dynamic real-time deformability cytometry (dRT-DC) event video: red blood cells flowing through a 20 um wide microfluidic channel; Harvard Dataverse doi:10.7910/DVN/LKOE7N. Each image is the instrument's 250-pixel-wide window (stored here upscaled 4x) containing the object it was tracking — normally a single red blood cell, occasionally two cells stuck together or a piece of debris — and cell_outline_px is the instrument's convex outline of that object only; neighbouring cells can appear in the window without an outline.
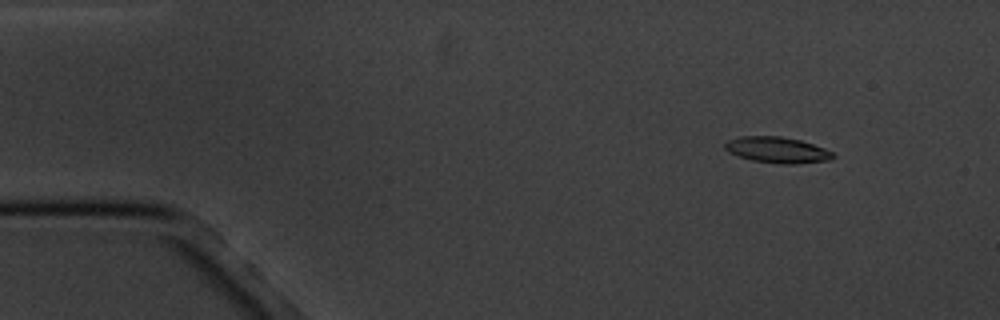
{"species": "common noctule bat (a hibernating species)", "species_latin": "Nyctalus noctula", "temperature_condition": "cold", "stored_images_in_passage": 4, "camera_frame_rate_fps": 3000, "um_per_image_px": 0.085, "animal": {"sex": "male", "body_mass_g": 20.1, "forearm_length_mm": 53.5}, "frame": {"image": 1, "passage_image": 1, "time_ms": 0.0, "image_size_px": [1000, 320], "cell_outline_px": [[836, 156], [832, 160], [796, 164], [784, 164], [752, 160], [728, 152], [724, 148], [724, 144], [728, 140], [740, 136], [780, 136], [800, 140], [824, 148], [832, 152]], "centroid_in_image_um": [66.08, 12.74], "position_along_channel_um": 18.9, "area_um2": 16.36}}
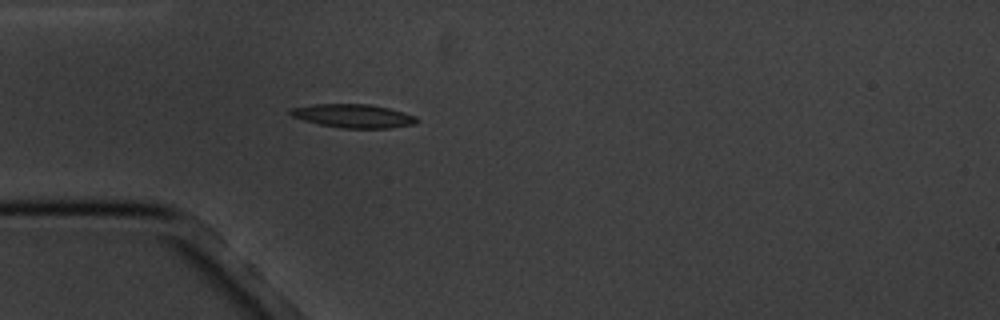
{"frame": {"image": 2, "passage_image": 4, "time_ms": 3.333, "image_size_px": [1000, 320], "cell_outline_px": [[420, 120], [416, 124], [388, 128], [344, 128], [320, 124], [304, 120], [292, 116], [288, 112], [292, 108], [316, 104], [368, 104], [388, 108], [416, 116]], "centroid_in_image_um": [30.07, 9.86], "position_along_channel_um": 54.9, "area_um2": 17.17}}